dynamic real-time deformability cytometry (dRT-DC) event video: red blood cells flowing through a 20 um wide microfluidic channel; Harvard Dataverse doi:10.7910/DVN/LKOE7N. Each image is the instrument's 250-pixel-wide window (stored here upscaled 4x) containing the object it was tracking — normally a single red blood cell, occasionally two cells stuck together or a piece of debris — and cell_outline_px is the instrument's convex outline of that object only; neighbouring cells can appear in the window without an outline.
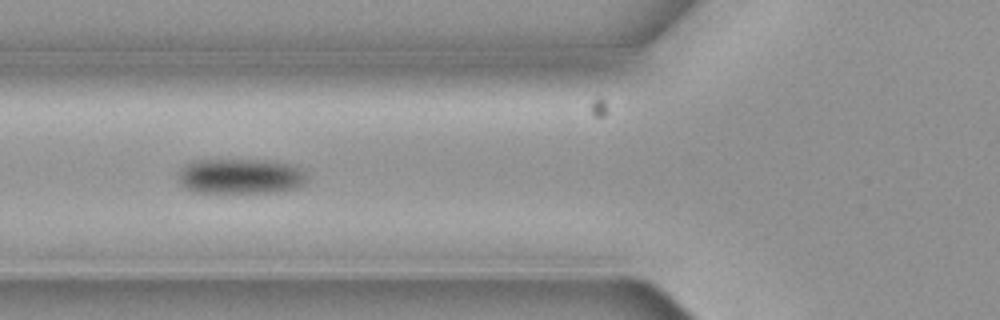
{"species": "common noctule bat (a hibernating species)", "species_latin": "Nyctalus noctula", "temperature_condition": "cold", "stored_images_in_passage": 6, "camera_frame_rate_fps": 3000, "um_per_image_px": 0.085, "animal": {"sex": "female", "body_mass_g": 19.3, "forearm_length_mm": 54.1}, "frame": {"image": 1, "passage_image": 3, "time_ms": 0.667, "image_size_px": [1000, 320], "cell_outline_px": [[308, 180], [304, 184], [296, 188], [284, 192], [192, 192], [184, 188], [180, 184], [176, 172], [184, 164], [192, 160], [252, 160], [296, 164], [308, 176]], "centroid_in_image_um": [20.42, 14.98], "position_along_channel_um": 105.4, "area_um2": 26.93}}
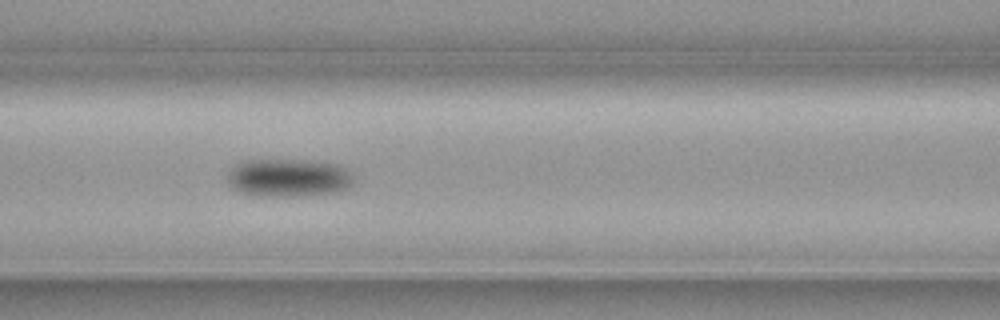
{"frame": {"image": 2, "passage_image": 4, "time_ms": 1.0, "image_size_px": [1000, 320], "cell_outline_px": [[352, 180], [348, 188], [332, 192], [296, 196], [264, 196], [240, 192], [232, 188], [228, 184], [224, 176], [240, 160], [320, 160], [336, 164], [344, 168], [352, 176]], "centroid_in_image_um": [24.44, 15.09], "position_along_channel_um": 142.2, "area_um2": 28.09}}